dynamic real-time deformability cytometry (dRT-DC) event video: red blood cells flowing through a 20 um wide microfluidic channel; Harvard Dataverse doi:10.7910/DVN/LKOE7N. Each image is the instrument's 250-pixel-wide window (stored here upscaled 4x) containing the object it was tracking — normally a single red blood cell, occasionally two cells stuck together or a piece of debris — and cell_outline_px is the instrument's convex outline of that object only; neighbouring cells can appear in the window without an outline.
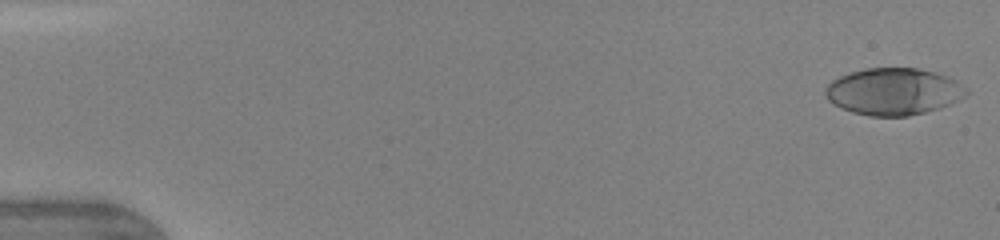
{"species": "human", "species_latin": "Homo sapiens", "temperature_condition": "warm", "stored_images_in_passage": 27, "camera_frame_rate_fps": 3000, "um_per_image_px": 0.085, "donor": {"sex": "female"}, "frame": {"image": 1, "passage_image": 1, "time_ms": 0.0, "image_size_px": [1000, 240], "cell_outline_px": [[968, 92], [964, 96], [940, 108], [908, 116], [868, 116], [852, 112], [840, 108], [832, 104], [828, 100], [824, 92], [824, 88], [832, 80], [848, 72], [864, 68], [916, 68], [936, 72], [948, 76], [956, 80], [968, 88]], "centroid_in_image_um": [75.92, 7.77], "position_along_channel_um": 9.1, "area_um2": 38.78}}
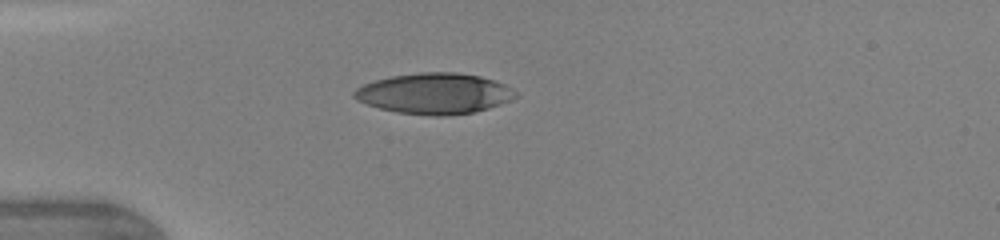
{"frame": {"image": 2, "passage_image": 15, "time_ms": 4.0, "image_size_px": [1000, 240], "cell_outline_px": [[516, 96], [500, 104], [488, 108], [472, 112], [444, 116], [432, 116], [396, 112], [380, 108], [356, 100], [352, 96], [352, 92], [356, 88], [364, 84], [376, 80], [392, 76], [420, 72], [456, 72], [480, 76], [496, 80], [512, 88], [516, 92]], "centroid_in_image_um": [36.91, 7.94], "position_along_channel_um": 48.1, "area_um2": 38.26}}